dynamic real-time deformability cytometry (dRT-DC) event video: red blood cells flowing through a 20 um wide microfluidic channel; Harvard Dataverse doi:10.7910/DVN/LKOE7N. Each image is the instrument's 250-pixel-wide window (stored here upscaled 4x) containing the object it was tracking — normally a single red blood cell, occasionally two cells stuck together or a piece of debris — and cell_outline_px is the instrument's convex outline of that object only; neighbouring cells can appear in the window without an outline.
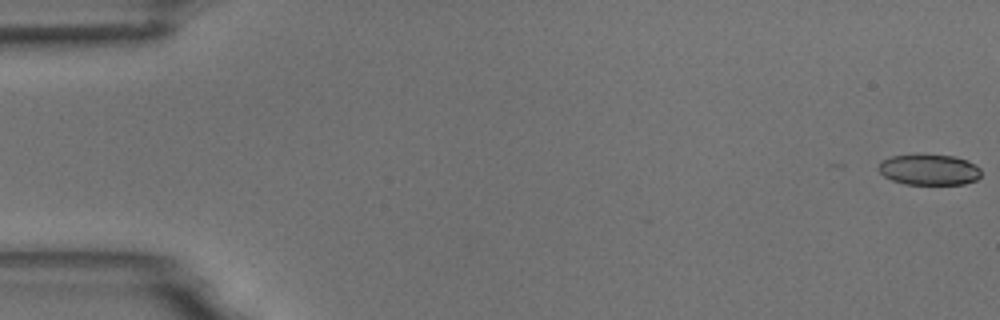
{"species": "common noctule bat (a hibernating species)", "species_latin": "Nyctalus noctula", "temperature_condition": "room temperature", "stored_images_in_passage": 11, "camera_frame_rate_fps": 3000, "um_per_image_px": 0.085, "animal": {"sex": "male", "body_mass_g": 18.8}, "frame": {"image": 1, "passage_image": 1, "time_ms": 0.0, "image_size_px": [1000, 320], "cell_outline_px": [[980, 176], [976, 180], [964, 184], [904, 184], [892, 180], [884, 176], [876, 168], [880, 160], [892, 156], [952, 156], [968, 160], [976, 164], [980, 168]], "centroid_in_image_um": [78.96, 14.44], "position_along_channel_um": 6.0, "area_um2": 18.21}}